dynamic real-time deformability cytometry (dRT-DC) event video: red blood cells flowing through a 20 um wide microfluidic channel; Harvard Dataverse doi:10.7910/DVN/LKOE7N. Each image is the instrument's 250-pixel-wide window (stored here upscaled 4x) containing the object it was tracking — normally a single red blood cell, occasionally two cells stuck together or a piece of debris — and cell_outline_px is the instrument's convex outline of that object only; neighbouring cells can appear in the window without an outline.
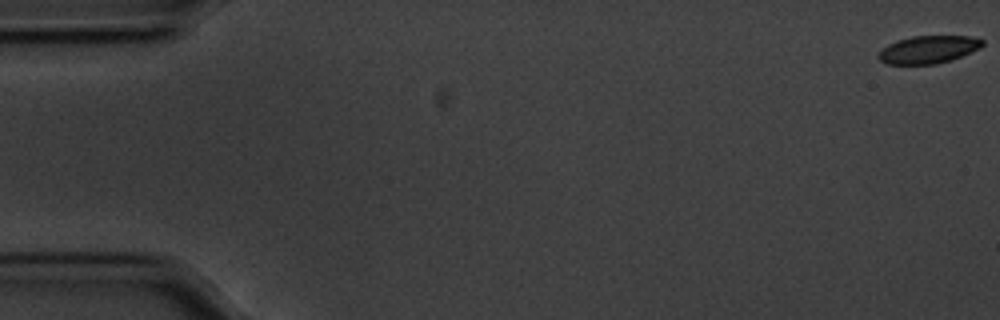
{"species": "common noctule bat (a hibernating species)", "species_latin": "Nyctalus noctula", "temperature_condition": "cold", "stored_images_in_passage": 10, "camera_frame_rate_fps": 3000, "um_per_image_px": 0.085, "animal": {"sex": "male", "body_mass_g": 20.1, "forearm_length_mm": 53.5}, "frame": {"image": 1, "passage_image": 1, "time_ms": 0.0, "image_size_px": [1000, 320], "cell_outline_px": [[984, 44], [980, 48], [960, 56], [936, 64], [888, 64], [880, 60], [876, 56], [888, 44], [896, 40], [912, 36], [972, 36], [984, 40]], "centroid_in_image_um": [78.9, 4.2], "position_along_channel_um": 6.1, "area_um2": 16.65}}